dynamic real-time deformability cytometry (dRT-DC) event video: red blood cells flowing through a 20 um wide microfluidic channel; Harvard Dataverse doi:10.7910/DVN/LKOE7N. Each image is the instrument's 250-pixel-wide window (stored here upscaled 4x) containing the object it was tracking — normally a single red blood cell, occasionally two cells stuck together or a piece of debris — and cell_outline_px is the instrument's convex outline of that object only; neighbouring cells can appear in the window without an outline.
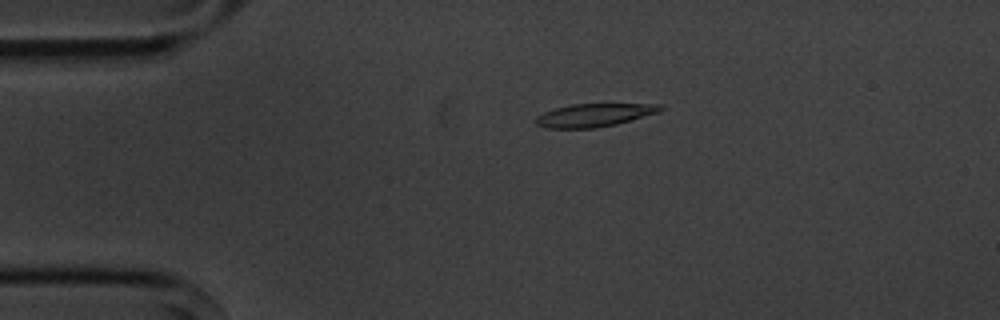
{"species": "common noctule bat (a hibernating species)", "species_latin": "Nyctalus noctula", "temperature_condition": "cold", "stored_images_in_passage": 4, "camera_frame_rate_fps": 3000, "um_per_image_px": 0.085, "animal": {"sex": "male", "body_mass_g": 20.1, "forearm_length_mm": 53.5}, "frame": {"image": 1, "passage_image": 3, "time_ms": 3.0, "image_size_px": [1000, 320], "cell_outline_px": [[664, 108], [660, 112], [616, 124], [596, 128], [544, 128], [536, 124], [536, 116], [544, 112], [556, 108], [572, 104], [660, 104]], "centroid_in_image_um": [50.51, 9.79], "position_along_channel_um": 34.5, "area_um2": 16.7}}